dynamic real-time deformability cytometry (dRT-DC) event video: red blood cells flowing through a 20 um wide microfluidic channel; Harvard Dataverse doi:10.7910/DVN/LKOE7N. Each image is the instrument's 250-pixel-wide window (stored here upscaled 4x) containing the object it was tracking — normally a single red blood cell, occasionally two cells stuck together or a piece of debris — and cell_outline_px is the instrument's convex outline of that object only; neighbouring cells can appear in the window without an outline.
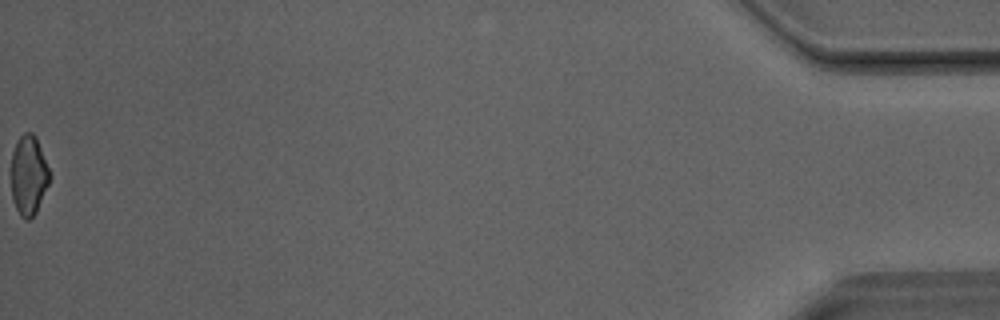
{"species": "Egyptian fruit bat (a non-hibernating species)", "species_latin": "Rousettus aegyptiacus", "temperature_condition": "room temperature", "stored_images_in_passage": 29, "camera_frame_rate_fps": 3000, "um_per_image_px": 0.085, "animal": {"sex": "male"}, "frame": {"image": 1, "passage_image": 29, "time_ms": 9.333, "image_size_px": [1000, 320], "cell_outline_px": [[52, 176], [36, 212], [28, 220], [24, 220], [20, 216], [12, 200], [12, 152], [20, 136], [24, 132], [32, 132], [36, 136]], "centroid_in_image_um": [2.45, 14.9], "position_along_channel_um": 432.8, "area_um2": 17.86}}